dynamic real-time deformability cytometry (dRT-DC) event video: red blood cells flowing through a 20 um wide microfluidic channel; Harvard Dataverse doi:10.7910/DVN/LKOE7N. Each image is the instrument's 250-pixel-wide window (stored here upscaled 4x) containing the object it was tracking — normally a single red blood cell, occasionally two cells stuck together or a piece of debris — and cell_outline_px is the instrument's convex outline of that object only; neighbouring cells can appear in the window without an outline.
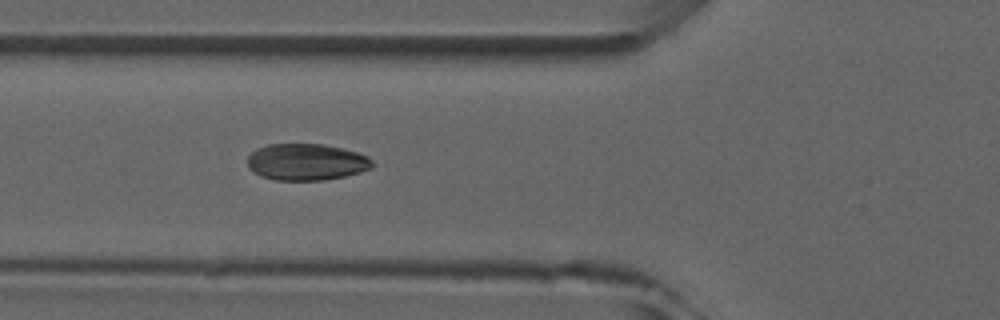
{"species": "common noctule bat (a hibernating species)", "species_latin": "Nyctalus noctula", "temperature_condition": "room temperature", "stored_images_in_passage": 6, "camera_frame_rate_fps": 3000, "um_per_image_px": 0.085, "animal": {"sex": "male", "forearm_length_mm": 52.5}, "frame": {"image": 1, "passage_image": 6, "time_ms": 5.667, "image_size_px": [1000, 320], "cell_outline_px": [[372, 168], [360, 172], [344, 176], [324, 180], [276, 180], [260, 176], [252, 172], [248, 168], [248, 156], [256, 148], [268, 144], [324, 144], [344, 148], [368, 156], [372, 160]], "centroid_in_image_um": [26.02, 13.76], "position_along_channel_um": 99.8, "area_um2": 26.82}}